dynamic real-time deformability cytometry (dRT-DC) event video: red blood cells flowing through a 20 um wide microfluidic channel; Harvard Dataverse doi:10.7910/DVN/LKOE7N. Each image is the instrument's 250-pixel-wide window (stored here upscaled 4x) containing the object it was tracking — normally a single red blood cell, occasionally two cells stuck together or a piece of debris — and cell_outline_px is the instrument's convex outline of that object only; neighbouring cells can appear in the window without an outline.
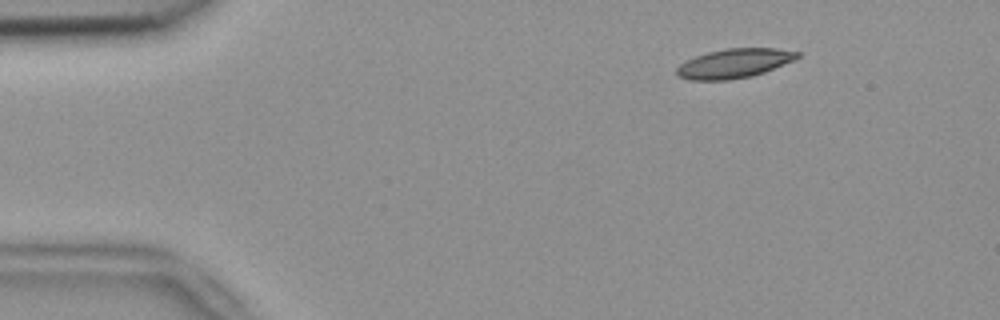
{"species": "common noctule bat (a hibernating species)", "species_latin": "Nyctalus noctula", "temperature_condition": "room temperature", "stored_images_in_passage": 47, "camera_frame_rate_fps": 3000, "um_per_image_px": 0.085, "animal": {"sex": "female", "body_mass_g": 18.4}, "frame": {"image": 1, "passage_image": 2, "time_ms": 0.333, "image_size_px": [1000, 320], "cell_outline_px": [[800, 56], [792, 60], [764, 72], [752, 76], [728, 80], [688, 80], [676, 76], [676, 68], [680, 64], [696, 56], [708, 52], [728, 48], [776, 48], [800, 52]], "centroid_in_image_um": [62.37, 5.39], "position_along_channel_um": 22.6, "area_um2": 20.46}}
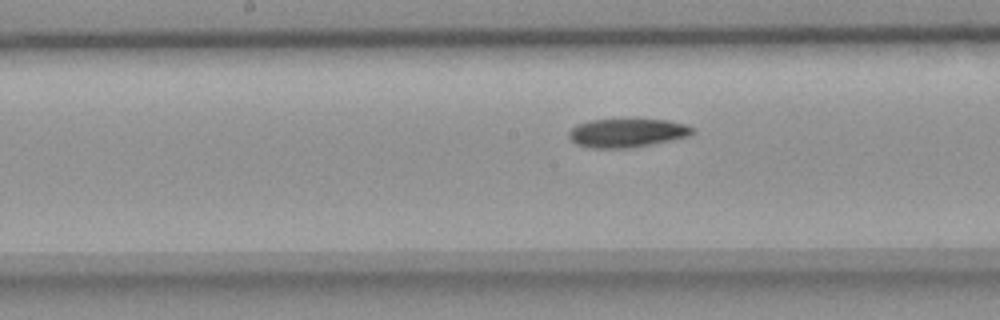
{"frame": {"image": 2, "passage_image": 22, "time_ms": 7.0, "image_size_px": [1000, 320], "cell_outline_px": [[696, 132], [688, 136], [632, 148], [592, 148], [576, 144], [568, 136], [568, 132], [576, 124], [592, 120], [668, 120], [688, 124], [696, 128]], "centroid_in_image_um": [53.33, 11.3], "position_along_channel_um": 194.9, "area_um2": 20.63}}
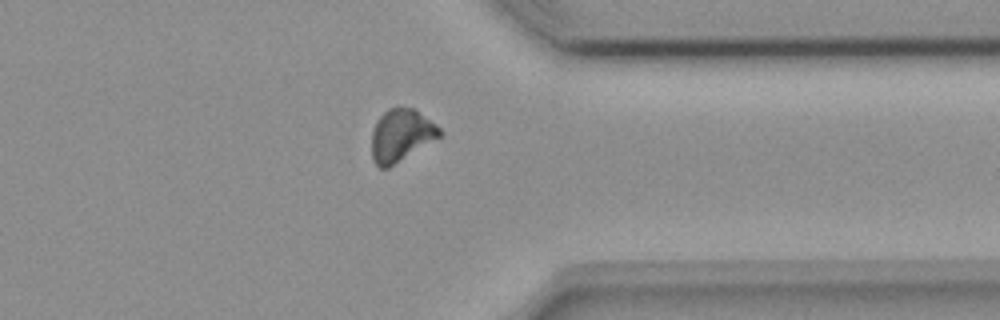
{"frame": {"image": 3, "passage_image": 37, "time_ms": 12.0, "image_size_px": [1000, 320], "cell_outline_px": [[444, 132], [440, 136], [388, 168], [380, 168], [376, 164], [372, 156], [372, 132], [376, 120], [388, 108], [400, 104], [416, 108], [436, 124]], "centroid_in_image_um": [34.1, 11.43], "position_along_channel_um": 377.3, "area_um2": 20.98}}